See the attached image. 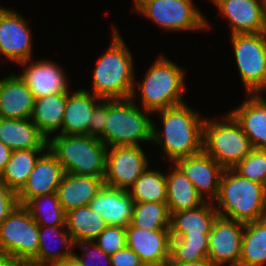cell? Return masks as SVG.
Instances as JSON below:
<instances>
[{
    "mask_svg": "<svg viewBox=\"0 0 266 266\" xmlns=\"http://www.w3.org/2000/svg\"><path fill=\"white\" fill-rule=\"evenodd\" d=\"M163 128L159 131L153 122L152 141L174 164L177 160L203 151L204 117L186 103L156 111Z\"/></svg>",
    "mask_w": 266,
    "mask_h": 266,
    "instance_id": "6da1fadb",
    "label": "cell"
},
{
    "mask_svg": "<svg viewBox=\"0 0 266 266\" xmlns=\"http://www.w3.org/2000/svg\"><path fill=\"white\" fill-rule=\"evenodd\" d=\"M119 30L112 26V41L93 71L91 93L102 99L136 98L133 57Z\"/></svg>",
    "mask_w": 266,
    "mask_h": 266,
    "instance_id": "7a4b0ae2",
    "label": "cell"
},
{
    "mask_svg": "<svg viewBox=\"0 0 266 266\" xmlns=\"http://www.w3.org/2000/svg\"><path fill=\"white\" fill-rule=\"evenodd\" d=\"M215 209L219 216L242 223L266 218V186L224 169Z\"/></svg>",
    "mask_w": 266,
    "mask_h": 266,
    "instance_id": "3957f363",
    "label": "cell"
},
{
    "mask_svg": "<svg viewBox=\"0 0 266 266\" xmlns=\"http://www.w3.org/2000/svg\"><path fill=\"white\" fill-rule=\"evenodd\" d=\"M107 146L89 135L56 134L48 139V149L65 172L104 177Z\"/></svg>",
    "mask_w": 266,
    "mask_h": 266,
    "instance_id": "277c9868",
    "label": "cell"
},
{
    "mask_svg": "<svg viewBox=\"0 0 266 266\" xmlns=\"http://www.w3.org/2000/svg\"><path fill=\"white\" fill-rule=\"evenodd\" d=\"M139 109L132 97L108 99V117L104 133L99 139L107 146H134L152 142L153 122Z\"/></svg>",
    "mask_w": 266,
    "mask_h": 266,
    "instance_id": "5b68a950",
    "label": "cell"
},
{
    "mask_svg": "<svg viewBox=\"0 0 266 266\" xmlns=\"http://www.w3.org/2000/svg\"><path fill=\"white\" fill-rule=\"evenodd\" d=\"M183 67L160 55L138 84L144 110L154 112L185 103Z\"/></svg>",
    "mask_w": 266,
    "mask_h": 266,
    "instance_id": "8992f818",
    "label": "cell"
},
{
    "mask_svg": "<svg viewBox=\"0 0 266 266\" xmlns=\"http://www.w3.org/2000/svg\"><path fill=\"white\" fill-rule=\"evenodd\" d=\"M224 120H208L203 125V151L224 169H232L253 147L234 117L228 112Z\"/></svg>",
    "mask_w": 266,
    "mask_h": 266,
    "instance_id": "52a82bcc",
    "label": "cell"
},
{
    "mask_svg": "<svg viewBox=\"0 0 266 266\" xmlns=\"http://www.w3.org/2000/svg\"><path fill=\"white\" fill-rule=\"evenodd\" d=\"M134 10L165 31H199L209 29L210 23L192 0H132Z\"/></svg>",
    "mask_w": 266,
    "mask_h": 266,
    "instance_id": "ba28073f",
    "label": "cell"
},
{
    "mask_svg": "<svg viewBox=\"0 0 266 266\" xmlns=\"http://www.w3.org/2000/svg\"><path fill=\"white\" fill-rule=\"evenodd\" d=\"M231 42L246 93L266 92V32L233 34Z\"/></svg>",
    "mask_w": 266,
    "mask_h": 266,
    "instance_id": "9c48e42d",
    "label": "cell"
},
{
    "mask_svg": "<svg viewBox=\"0 0 266 266\" xmlns=\"http://www.w3.org/2000/svg\"><path fill=\"white\" fill-rule=\"evenodd\" d=\"M39 251V226L29 212L18 205L0 224V253L30 263Z\"/></svg>",
    "mask_w": 266,
    "mask_h": 266,
    "instance_id": "30bf717a",
    "label": "cell"
},
{
    "mask_svg": "<svg viewBox=\"0 0 266 266\" xmlns=\"http://www.w3.org/2000/svg\"><path fill=\"white\" fill-rule=\"evenodd\" d=\"M148 161L140 145L108 147L104 185L130 190L134 182L148 168Z\"/></svg>",
    "mask_w": 266,
    "mask_h": 266,
    "instance_id": "8fae6325",
    "label": "cell"
},
{
    "mask_svg": "<svg viewBox=\"0 0 266 266\" xmlns=\"http://www.w3.org/2000/svg\"><path fill=\"white\" fill-rule=\"evenodd\" d=\"M245 223L218 216L209 233L208 259L214 266H239Z\"/></svg>",
    "mask_w": 266,
    "mask_h": 266,
    "instance_id": "7c38bea8",
    "label": "cell"
},
{
    "mask_svg": "<svg viewBox=\"0 0 266 266\" xmlns=\"http://www.w3.org/2000/svg\"><path fill=\"white\" fill-rule=\"evenodd\" d=\"M32 35L26 19L0 6V56L20 63L31 60Z\"/></svg>",
    "mask_w": 266,
    "mask_h": 266,
    "instance_id": "4fadbf2b",
    "label": "cell"
},
{
    "mask_svg": "<svg viewBox=\"0 0 266 266\" xmlns=\"http://www.w3.org/2000/svg\"><path fill=\"white\" fill-rule=\"evenodd\" d=\"M227 18L231 35L266 32L265 0H210Z\"/></svg>",
    "mask_w": 266,
    "mask_h": 266,
    "instance_id": "5bb4252c",
    "label": "cell"
},
{
    "mask_svg": "<svg viewBox=\"0 0 266 266\" xmlns=\"http://www.w3.org/2000/svg\"><path fill=\"white\" fill-rule=\"evenodd\" d=\"M175 164L192 182L204 201L214 202L217 199L224 168L211 156L201 151L196 155L181 158Z\"/></svg>",
    "mask_w": 266,
    "mask_h": 266,
    "instance_id": "9a60e30c",
    "label": "cell"
},
{
    "mask_svg": "<svg viewBox=\"0 0 266 266\" xmlns=\"http://www.w3.org/2000/svg\"><path fill=\"white\" fill-rule=\"evenodd\" d=\"M170 230H146L126 227L127 246L134 251L145 266H165L170 258Z\"/></svg>",
    "mask_w": 266,
    "mask_h": 266,
    "instance_id": "2e32d148",
    "label": "cell"
},
{
    "mask_svg": "<svg viewBox=\"0 0 266 266\" xmlns=\"http://www.w3.org/2000/svg\"><path fill=\"white\" fill-rule=\"evenodd\" d=\"M29 61L19 63L25 67L23 74L19 76L24 80L35 99L55 93L70 92L67 76L56 62L37 60L30 64Z\"/></svg>",
    "mask_w": 266,
    "mask_h": 266,
    "instance_id": "e0dca14e",
    "label": "cell"
},
{
    "mask_svg": "<svg viewBox=\"0 0 266 266\" xmlns=\"http://www.w3.org/2000/svg\"><path fill=\"white\" fill-rule=\"evenodd\" d=\"M64 174L63 167L48 149L38 159L26 184L17 193L18 204L23 206L33 197L57 192Z\"/></svg>",
    "mask_w": 266,
    "mask_h": 266,
    "instance_id": "ac0fdd59",
    "label": "cell"
},
{
    "mask_svg": "<svg viewBox=\"0 0 266 266\" xmlns=\"http://www.w3.org/2000/svg\"><path fill=\"white\" fill-rule=\"evenodd\" d=\"M134 203L128 190L103 185L89 207L103 217L107 225L127 227L132 220Z\"/></svg>",
    "mask_w": 266,
    "mask_h": 266,
    "instance_id": "d6986e66",
    "label": "cell"
},
{
    "mask_svg": "<svg viewBox=\"0 0 266 266\" xmlns=\"http://www.w3.org/2000/svg\"><path fill=\"white\" fill-rule=\"evenodd\" d=\"M246 101L230 110L248 137L253 149H266V99L261 94H247Z\"/></svg>",
    "mask_w": 266,
    "mask_h": 266,
    "instance_id": "ffe728a7",
    "label": "cell"
},
{
    "mask_svg": "<svg viewBox=\"0 0 266 266\" xmlns=\"http://www.w3.org/2000/svg\"><path fill=\"white\" fill-rule=\"evenodd\" d=\"M35 98L24 80L15 74L0 79V117L30 119Z\"/></svg>",
    "mask_w": 266,
    "mask_h": 266,
    "instance_id": "44dd1931",
    "label": "cell"
},
{
    "mask_svg": "<svg viewBox=\"0 0 266 266\" xmlns=\"http://www.w3.org/2000/svg\"><path fill=\"white\" fill-rule=\"evenodd\" d=\"M69 93L67 92L64 118L58 134L89 135L93 110L103 99L84 89L71 92V95Z\"/></svg>",
    "mask_w": 266,
    "mask_h": 266,
    "instance_id": "7402d4cb",
    "label": "cell"
},
{
    "mask_svg": "<svg viewBox=\"0 0 266 266\" xmlns=\"http://www.w3.org/2000/svg\"><path fill=\"white\" fill-rule=\"evenodd\" d=\"M104 185V177L75 175L65 172L57 195L65 213L87 206Z\"/></svg>",
    "mask_w": 266,
    "mask_h": 266,
    "instance_id": "603a6c76",
    "label": "cell"
},
{
    "mask_svg": "<svg viewBox=\"0 0 266 266\" xmlns=\"http://www.w3.org/2000/svg\"><path fill=\"white\" fill-rule=\"evenodd\" d=\"M213 202L205 201L196 208L171 213L170 236L180 238L182 235H209L219 216Z\"/></svg>",
    "mask_w": 266,
    "mask_h": 266,
    "instance_id": "cb8c5ba5",
    "label": "cell"
},
{
    "mask_svg": "<svg viewBox=\"0 0 266 266\" xmlns=\"http://www.w3.org/2000/svg\"><path fill=\"white\" fill-rule=\"evenodd\" d=\"M0 142L12 151L48 149L47 138L31 119L0 117Z\"/></svg>",
    "mask_w": 266,
    "mask_h": 266,
    "instance_id": "d4e9b609",
    "label": "cell"
},
{
    "mask_svg": "<svg viewBox=\"0 0 266 266\" xmlns=\"http://www.w3.org/2000/svg\"><path fill=\"white\" fill-rule=\"evenodd\" d=\"M57 237L60 238L59 243L62 244V248L64 246V250L61 247V250H54L50 247V241L58 243ZM48 243L50 245H48ZM74 248L75 243L71 234L67 231L66 226H46V228L45 226H39V251L30 264L36 266H51L52 264L73 255Z\"/></svg>",
    "mask_w": 266,
    "mask_h": 266,
    "instance_id": "484cf974",
    "label": "cell"
},
{
    "mask_svg": "<svg viewBox=\"0 0 266 266\" xmlns=\"http://www.w3.org/2000/svg\"><path fill=\"white\" fill-rule=\"evenodd\" d=\"M67 93H55L36 98L31 120L38 130L49 139V135L61 131L66 108Z\"/></svg>",
    "mask_w": 266,
    "mask_h": 266,
    "instance_id": "4316f807",
    "label": "cell"
},
{
    "mask_svg": "<svg viewBox=\"0 0 266 266\" xmlns=\"http://www.w3.org/2000/svg\"><path fill=\"white\" fill-rule=\"evenodd\" d=\"M166 181L167 205L170 214L196 208L205 202L192 182L175 163L173 170L166 174Z\"/></svg>",
    "mask_w": 266,
    "mask_h": 266,
    "instance_id": "83f0119b",
    "label": "cell"
},
{
    "mask_svg": "<svg viewBox=\"0 0 266 266\" xmlns=\"http://www.w3.org/2000/svg\"><path fill=\"white\" fill-rule=\"evenodd\" d=\"M47 150L48 149L13 150L9 162L0 175V180L12 191L18 193L26 184L38 159Z\"/></svg>",
    "mask_w": 266,
    "mask_h": 266,
    "instance_id": "f1b7e54d",
    "label": "cell"
},
{
    "mask_svg": "<svg viewBox=\"0 0 266 266\" xmlns=\"http://www.w3.org/2000/svg\"><path fill=\"white\" fill-rule=\"evenodd\" d=\"M107 226L103 217L92 211L89 205L66 213V228L75 244L94 241Z\"/></svg>",
    "mask_w": 266,
    "mask_h": 266,
    "instance_id": "f546056e",
    "label": "cell"
},
{
    "mask_svg": "<svg viewBox=\"0 0 266 266\" xmlns=\"http://www.w3.org/2000/svg\"><path fill=\"white\" fill-rule=\"evenodd\" d=\"M266 263V218L245 223L239 266Z\"/></svg>",
    "mask_w": 266,
    "mask_h": 266,
    "instance_id": "4dcf8cb0",
    "label": "cell"
},
{
    "mask_svg": "<svg viewBox=\"0 0 266 266\" xmlns=\"http://www.w3.org/2000/svg\"><path fill=\"white\" fill-rule=\"evenodd\" d=\"M23 207L38 226H66V213L57 192L33 197Z\"/></svg>",
    "mask_w": 266,
    "mask_h": 266,
    "instance_id": "1f68e13d",
    "label": "cell"
},
{
    "mask_svg": "<svg viewBox=\"0 0 266 266\" xmlns=\"http://www.w3.org/2000/svg\"><path fill=\"white\" fill-rule=\"evenodd\" d=\"M128 190L134 202L167 203L166 174L149 167Z\"/></svg>",
    "mask_w": 266,
    "mask_h": 266,
    "instance_id": "d6a6232c",
    "label": "cell"
},
{
    "mask_svg": "<svg viewBox=\"0 0 266 266\" xmlns=\"http://www.w3.org/2000/svg\"><path fill=\"white\" fill-rule=\"evenodd\" d=\"M170 217L167 203L135 202L131 224L146 230H170Z\"/></svg>",
    "mask_w": 266,
    "mask_h": 266,
    "instance_id": "836d02e7",
    "label": "cell"
},
{
    "mask_svg": "<svg viewBox=\"0 0 266 266\" xmlns=\"http://www.w3.org/2000/svg\"><path fill=\"white\" fill-rule=\"evenodd\" d=\"M209 235L190 236L170 240V258L168 261L194 262L208 259Z\"/></svg>",
    "mask_w": 266,
    "mask_h": 266,
    "instance_id": "e575fe53",
    "label": "cell"
},
{
    "mask_svg": "<svg viewBox=\"0 0 266 266\" xmlns=\"http://www.w3.org/2000/svg\"><path fill=\"white\" fill-rule=\"evenodd\" d=\"M232 169L241 177L266 186V149H253Z\"/></svg>",
    "mask_w": 266,
    "mask_h": 266,
    "instance_id": "d590c367",
    "label": "cell"
},
{
    "mask_svg": "<svg viewBox=\"0 0 266 266\" xmlns=\"http://www.w3.org/2000/svg\"><path fill=\"white\" fill-rule=\"evenodd\" d=\"M94 242L106 255L111 256L127 245L126 227L108 225Z\"/></svg>",
    "mask_w": 266,
    "mask_h": 266,
    "instance_id": "8d00e7d4",
    "label": "cell"
},
{
    "mask_svg": "<svg viewBox=\"0 0 266 266\" xmlns=\"http://www.w3.org/2000/svg\"><path fill=\"white\" fill-rule=\"evenodd\" d=\"M77 245L85 252L82 256L76 255V253H74L76 258L80 262L81 266H94V263H96V261H99L98 263L103 262V264H105L106 266H111L110 256L106 255L96 245V243L94 241L78 242L75 244V246H77ZM88 261H90V262H88Z\"/></svg>",
    "mask_w": 266,
    "mask_h": 266,
    "instance_id": "74e56055",
    "label": "cell"
},
{
    "mask_svg": "<svg viewBox=\"0 0 266 266\" xmlns=\"http://www.w3.org/2000/svg\"><path fill=\"white\" fill-rule=\"evenodd\" d=\"M107 117L108 99H103L93 110L89 125V136L99 138L104 133Z\"/></svg>",
    "mask_w": 266,
    "mask_h": 266,
    "instance_id": "f35d334b",
    "label": "cell"
},
{
    "mask_svg": "<svg viewBox=\"0 0 266 266\" xmlns=\"http://www.w3.org/2000/svg\"><path fill=\"white\" fill-rule=\"evenodd\" d=\"M18 205L17 193L0 180V224Z\"/></svg>",
    "mask_w": 266,
    "mask_h": 266,
    "instance_id": "ab89813d",
    "label": "cell"
},
{
    "mask_svg": "<svg viewBox=\"0 0 266 266\" xmlns=\"http://www.w3.org/2000/svg\"><path fill=\"white\" fill-rule=\"evenodd\" d=\"M111 266H145L127 245L110 256Z\"/></svg>",
    "mask_w": 266,
    "mask_h": 266,
    "instance_id": "60d3db41",
    "label": "cell"
},
{
    "mask_svg": "<svg viewBox=\"0 0 266 266\" xmlns=\"http://www.w3.org/2000/svg\"><path fill=\"white\" fill-rule=\"evenodd\" d=\"M12 150L0 142V175L4 171L7 163L9 162V158Z\"/></svg>",
    "mask_w": 266,
    "mask_h": 266,
    "instance_id": "b9f144b4",
    "label": "cell"
},
{
    "mask_svg": "<svg viewBox=\"0 0 266 266\" xmlns=\"http://www.w3.org/2000/svg\"><path fill=\"white\" fill-rule=\"evenodd\" d=\"M165 266H214V264L209 259H204L194 262L167 261Z\"/></svg>",
    "mask_w": 266,
    "mask_h": 266,
    "instance_id": "7bdbcfd3",
    "label": "cell"
},
{
    "mask_svg": "<svg viewBox=\"0 0 266 266\" xmlns=\"http://www.w3.org/2000/svg\"><path fill=\"white\" fill-rule=\"evenodd\" d=\"M51 266H81V264L76 258V256L73 254L69 257L64 258L61 261L52 264Z\"/></svg>",
    "mask_w": 266,
    "mask_h": 266,
    "instance_id": "ee69618b",
    "label": "cell"
},
{
    "mask_svg": "<svg viewBox=\"0 0 266 266\" xmlns=\"http://www.w3.org/2000/svg\"><path fill=\"white\" fill-rule=\"evenodd\" d=\"M23 262L13 259L12 257L0 253V266H21Z\"/></svg>",
    "mask_w": 266,
    "mask_h": 266,
    "instance_id": "f6af8a7d",
    "label": "cell"
},
{
    "mask_svg": "<svg viewBox=\"0 0 266 266\" xmlns=\"http://www.w3.org/2000/svg\"><path fill=\"white\" fill-rule=\"evenodd\" d=\"M21 266H36V265H32L30 263H23Z\"/></svg>",
    "mask_w": 266,
    "mask_h": 266,
    "instance_id": "bcb514c9",
    "label": "cell"
}]
</instances>
